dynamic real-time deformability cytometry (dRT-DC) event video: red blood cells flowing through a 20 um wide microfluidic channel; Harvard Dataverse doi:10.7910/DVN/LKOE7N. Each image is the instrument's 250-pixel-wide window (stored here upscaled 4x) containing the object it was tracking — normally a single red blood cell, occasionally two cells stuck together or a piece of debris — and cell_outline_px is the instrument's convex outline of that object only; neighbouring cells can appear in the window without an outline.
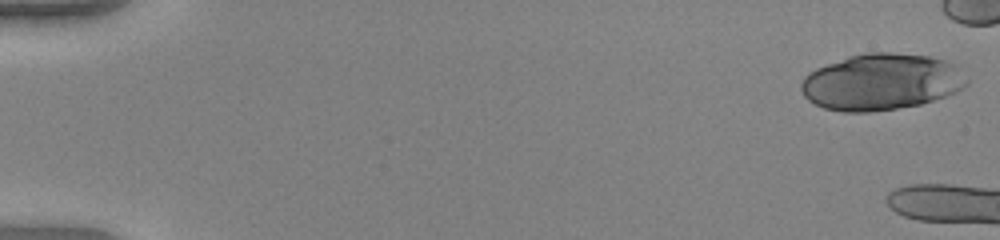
{"species": "human", "species_latin": "Homo sapiens", "temperature_condition": "warm", "stored_images_in_passage": 12, "camera_frame_rate_fps": 3000, "um_per_image_px": 0.085, "donor": {"sex": "female"}, "frame": {"image": 1, "passage_image": 1, "time_ms": 0.0, "image_size_px": [1000, 240], "cell_outline_px": [[968, 84], [964, 88], [956, 92], [920, 104], [896, 108], [868, 112], [844, 112], [824, 108], [808, 100], [804, 96], [800, 88], [800, 84], [804, 76], [808, 72], [816, 68], [852, 56], [868, 52], [888, 52], [928, 56], [944, 60], [956, 64], [968, 80]], "centroid_in_image_um": [74.91, 6.96], "position_along_channel_um": 10.1, "area_um2": 54.33}}